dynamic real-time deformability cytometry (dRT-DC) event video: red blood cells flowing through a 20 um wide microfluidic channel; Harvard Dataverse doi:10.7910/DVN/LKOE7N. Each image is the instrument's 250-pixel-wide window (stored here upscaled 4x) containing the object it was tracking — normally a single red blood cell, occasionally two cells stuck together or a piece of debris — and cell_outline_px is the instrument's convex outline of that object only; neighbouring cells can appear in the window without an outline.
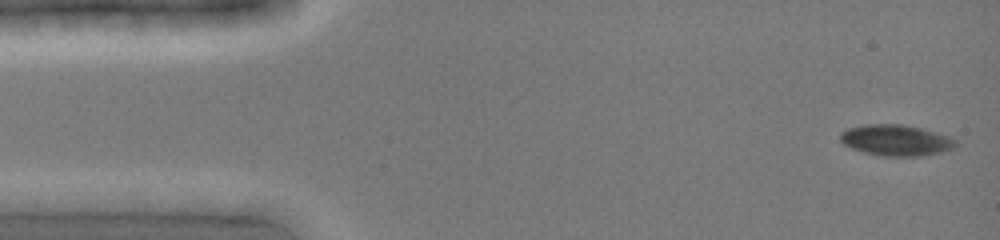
{"species": "common noctule bat (a hibernating species)", "species_latin": "Nyctalus noctula", "temperature_condition": "cold", "stored_images_in_passage": 10, "camera_frame_rate_fps": 3000, "um_per_image_px": 0.085, "animal": {"sex": "female", "body_mass_g": 19.0, "forearm_length_mm": 51.5}, "frame": {"image": 1, "passage_image": 1, "time_ms": 0.0, "image_size_px": [1000, 240], "cell_outline_px": [[956, 144], [952, 148], [940, 152], [924, 156], [884, 156], [864, 152], [852, 148], [844, 144], [840, 140], [840, 132], [848, 128], [864, 124], [900, 124], [920, 128], [936, 132], [948, 136], [956, 140]], "centroid_in_image_um": [76.13, 11.91], "position_along_channel_um": 8.9, "area_um2": 20.75}}